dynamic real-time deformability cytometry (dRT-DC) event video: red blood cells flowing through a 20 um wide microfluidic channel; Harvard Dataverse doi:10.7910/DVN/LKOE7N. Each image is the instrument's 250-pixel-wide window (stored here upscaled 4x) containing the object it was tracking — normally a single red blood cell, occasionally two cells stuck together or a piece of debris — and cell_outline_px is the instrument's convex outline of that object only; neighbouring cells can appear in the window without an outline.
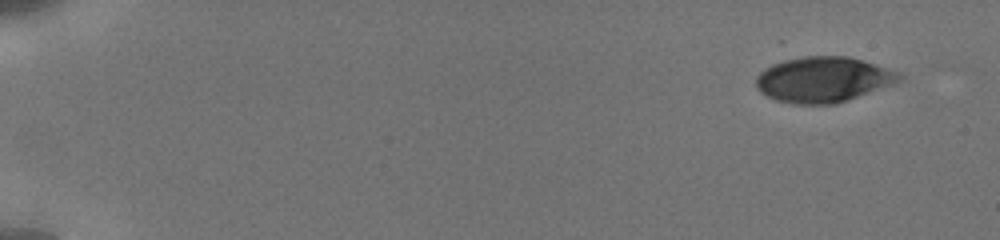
{"species": "human", "species_latin": "Homo sapiens", "temperature_condition": "cold", "stored_images_in_passage": 7, "camera_frame_rate_fps": 3000, "um_per_image_px": 0.085, "donor": {"sex": "male"}, "frame": {"image": 1, "passage_image": 1, "time_ms": 0.0, "image_size_px": [1000, 240], "cell_outline_px": [[904, 80], [896, 84], [836, 104], [792, 104], [776, 100], [760, 92], [756, 88], [756, 76], [764, 68], [772, 64], [784, 60], [804, 56], [848, 56], [864, 60], [900, 72], [904, 76]], "centroid_in_image_um": [70.02, 6.76], "position_along_channel_um": 15.0, "area_um2": 38.49}}
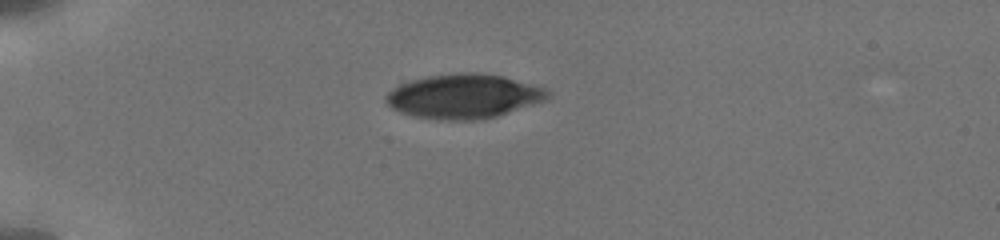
{"frame": {"image": 2, "passage_image": 5, "time_ms": 4.0, "image_size_px": [1000, 240], "cell_outline_px": [[552, 96], [544, 100], [496, 116], [480, 120], [440, 120], [416, 116], [400, 112], [392, 108], [384, 100], [384, 96], [392, 88], [400, 84], [412, 80], [428, 76], [456, 72], [476, 72], [504, 76], [548, 88], [552, 92]], "centroid_in_image_um": [39.43, 8.17], "position_along_channel_um": 45.6, "area_um2": 42.02}}
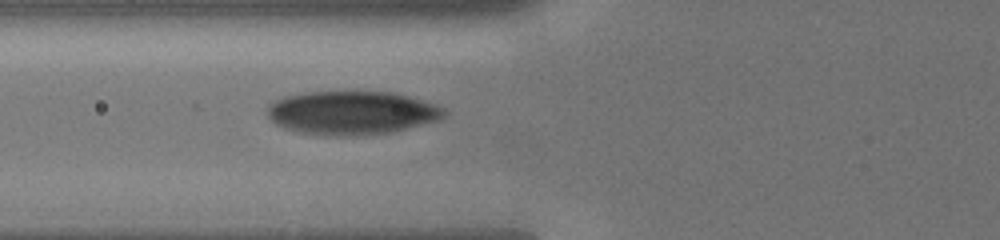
{"frame": {"image": 3, "passage_image": 7, "time_ms": 6.333, "image_size_px": [1000, 240], "cell_outline_px": [[448, 112], [440, 120], [392, 132], [356, 136], [336, 136], [300, 132], [284, 128], [276, 124], [268, 116], [268, 104], [284, 96], [308, 92], [392, 92], [408, 96], [436, 104], [444, 108]], "centroid_in_image_um": [29.93, 9.59], "position_along_channel_um": 95.9, "area_um2": 44.91}}